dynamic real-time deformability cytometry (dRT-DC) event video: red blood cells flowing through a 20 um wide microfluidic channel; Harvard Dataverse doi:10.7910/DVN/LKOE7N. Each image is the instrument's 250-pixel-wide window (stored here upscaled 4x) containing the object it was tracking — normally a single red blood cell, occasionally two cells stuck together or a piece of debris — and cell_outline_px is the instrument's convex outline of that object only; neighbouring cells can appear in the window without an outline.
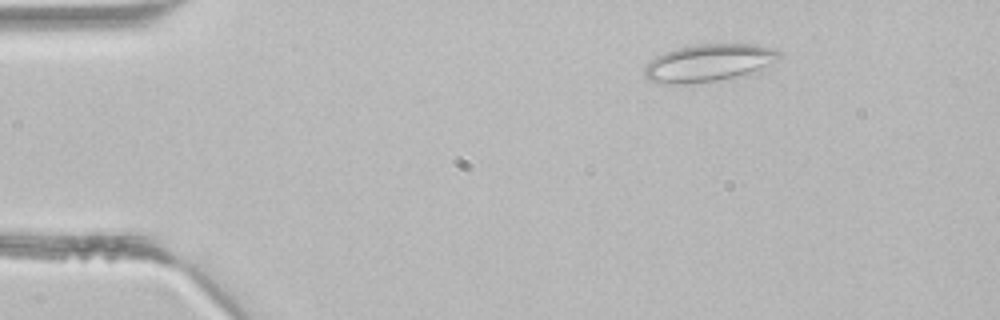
{"species": "common noctule bat (a hibernating species)", "species_latin": "Nyctalus noctula", "temperature_condition": "room temperature", "stored_images_in_passage": 3, "camera_frame_rate_fps": 3000, "um_per_image_px": 0.085, "animal": {"sex": "male", "body_mass_g": 21.5, "forearm_length_mm": 52.0}, "frame": {"image": 1, "passage_image": 2, "time_ms": 0.333, "image_size_px": [1000, 320], "cell_outline_px": [[784, 56], [756, 76], [684, 84], [656, 84], [648, 80], [644, 76], [644, 68], [656, 56], [664, 52], [676, 48], [700, 44], [756, 44], [776, 48]], "centroid_in_image_um": [60.38, 5.37], "position_along_channel_um": 24.6, "area_um2": 30.69}}